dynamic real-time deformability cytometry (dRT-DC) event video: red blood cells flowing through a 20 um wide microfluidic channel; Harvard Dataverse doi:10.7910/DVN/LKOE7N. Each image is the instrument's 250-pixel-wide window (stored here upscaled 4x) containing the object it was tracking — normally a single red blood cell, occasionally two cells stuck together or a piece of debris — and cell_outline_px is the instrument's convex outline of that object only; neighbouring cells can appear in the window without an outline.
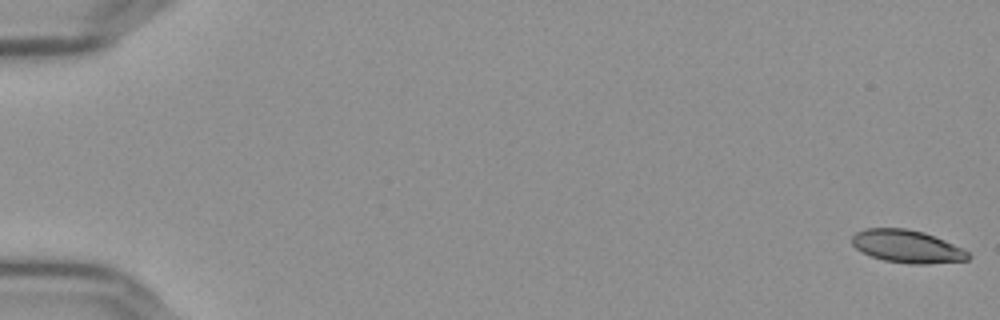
{"species": "Egyptian fruit bat (a non-hibernating species)", "species_latin": "Rousettus aegyptiacus", "temperature_condition": "cold", "stored_images_in_passage": 57, "camera_frame_rate_fps": 3000, "um_per_image_px": 0.085, "frame": {"image": 1, "passage_image": 1, "time_ms": 0.0, "image_size_px": [1000, 320], "cell_outline_px": [[972, 256], [968, 260], [928, 264], [908, 264], [884, 260], [860, 252], [852, 244], [852, 236], [856, 232], [864, 228], [904, 228], [924, 232], [944, 240], [968, 252]], "centroid_in_image_um": [77.08, 20.95], "position_along_channel_um": 7.9, "area_um2": 22.2}}
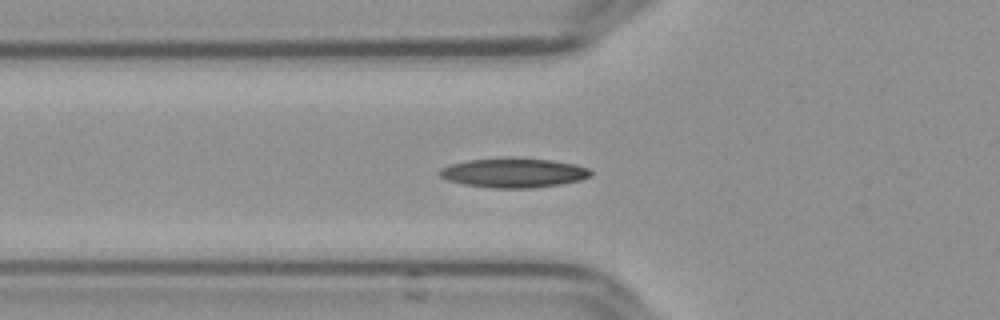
{"frame": {"image": 2, "passage_image": 21, "time_ms": 6.667, "image_size_px": [1000, 320], "cell_outline_px": [[592, 176], [580, 180], [560, 184], [532, 188], [492, 188], [464, 184], [448, 180], [440, 176], [436, 172], [440, 168], [448, 164], [468, 160], [508, 156], [552, 160], [576, 164], [588, 168], [592, 172]], "centroid_in_image_um": [43.64, 14.67], "position_along_channel_um": 82.2, "area_um2": 26.47}}
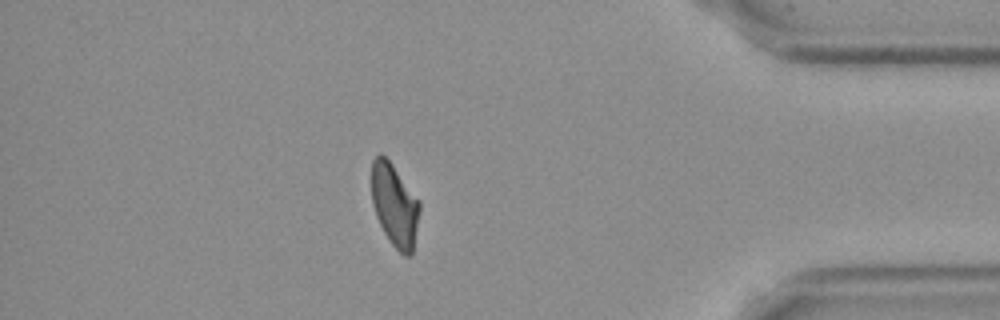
{"frame": {"image": 3, "passage_image": 50, "time_ms": 16.333, "image_size_px": [1000, 320], "cell_outline_px": [[420, 208], [412, 256], [404, 256], [392, 244], [384, 232], [376, 216], [372, 204], [372, 160], [380, 152], [392, 164], [420, 200]], "centroid_in_image_um": [33.55, 17.44], "position_along_channel_um": 401.6, "area_um2": 23.12}, "authors_computed_cell_mechanics": {"area_um2": 23.8136, "velocity_mm_per_s": 3.6395, "shape_relaxation_time_tau1_ms": 8.2677, "shape_relaxation_time_tau2_ms": 4.079, "deformation_change_tau1": 0.1915, "deformation_change_tau2": 0.1042}}